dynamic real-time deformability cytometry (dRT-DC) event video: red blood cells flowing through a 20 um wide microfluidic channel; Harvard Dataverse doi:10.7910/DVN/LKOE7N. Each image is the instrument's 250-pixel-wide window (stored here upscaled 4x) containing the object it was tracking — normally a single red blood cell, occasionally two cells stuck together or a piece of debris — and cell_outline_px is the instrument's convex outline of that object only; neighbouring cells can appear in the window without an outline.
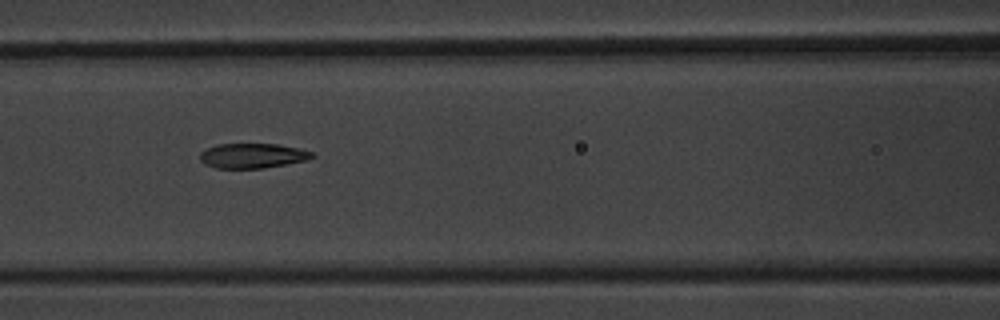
{"species": "common noctule bat (a hibernating species)", "species_latin": "Nyctalus noctula", "temperature_condition": "warm", "stored_images_in_passage": 12, "camera_frame_rate_fps": 3000, "um_per_image_px": 0.085, "animal": {"sex": "male", "body_mass_g": 20.1, "forearm_length_mm": 53.5}, "frame": {"image": 1, "passage_image": 4, "time_ms": 3.333, "image_size_px": [1000, 320], "cell_outline_px": [[316, 156], [304, 160], [264, 168], [216, 168], [200, 160], [200, 152], [216, 144], [276, 144], [300, 148], [312, 152]], "centroid_in_image_um": [21.46, 13.23], "position_along_channel_um": 145.1, "area_um2": 16.01}}
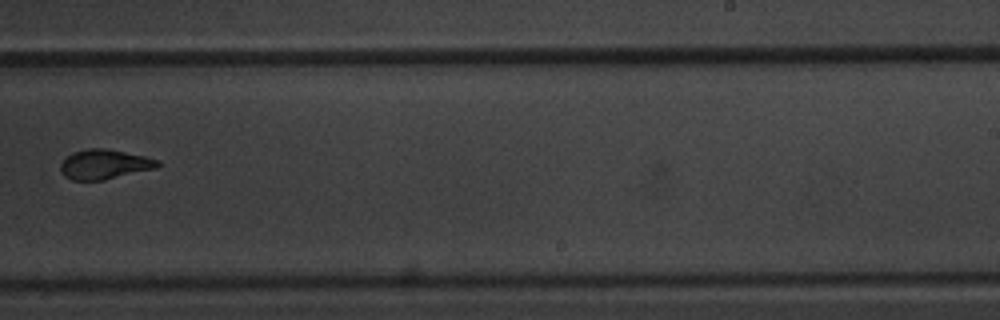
{"frame": {"image": 2, "passage_image": 7, "time_ms": 7.0, "image_size_px": [1000, 320], "cell_outline_px": [[160, 164], [156, 168], [104, 180], [72, 180], [64, 176], [60, 172], [60, 164], [72, 152], [88, 148], [104, 148], [144, 156], [160, 160]], "centroid_in_image_um": [8.86, 13.97], "position_along_channel_um": 280.1, "area_um2": 16.76}}
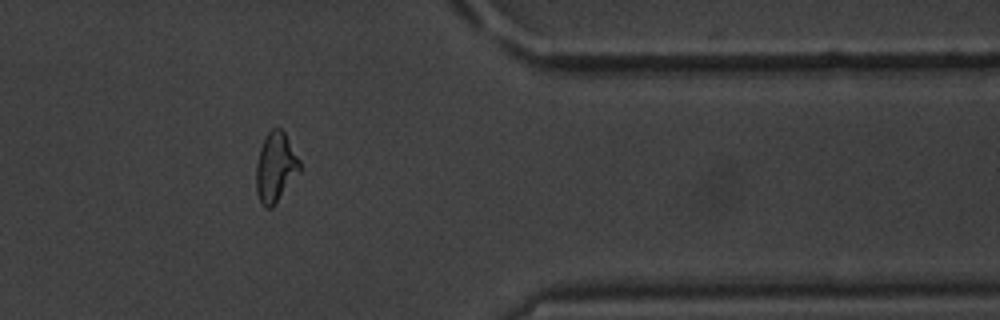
{"frame": {"image": 3, "passage_image": 10, "time_ms": 10.333, "image_size_px": [1000, 320], "cell_outline_px": [[300, 172], [272, 208], [264, 208], [256, 192], [256, 164], [260, 148], [268, 132], [272, 128], [280, 128], [284, 132], [300, 160]], "centroid_in_image_um": [23.42, 14.24], "position_along_channel_um": 388.0, "area_um2": 17.63}, "authors_computed_cell_mechanics": {"area_um2": 17.3111, "velocity_mm_per_s": 3.6785, "shape_relaxation_time_tau1_ms": 4.1104, "shape_relaxation_time_tau2_ms": null, "deformation_change_tau1": 0.1651, "deformation_change_tau2": null}}